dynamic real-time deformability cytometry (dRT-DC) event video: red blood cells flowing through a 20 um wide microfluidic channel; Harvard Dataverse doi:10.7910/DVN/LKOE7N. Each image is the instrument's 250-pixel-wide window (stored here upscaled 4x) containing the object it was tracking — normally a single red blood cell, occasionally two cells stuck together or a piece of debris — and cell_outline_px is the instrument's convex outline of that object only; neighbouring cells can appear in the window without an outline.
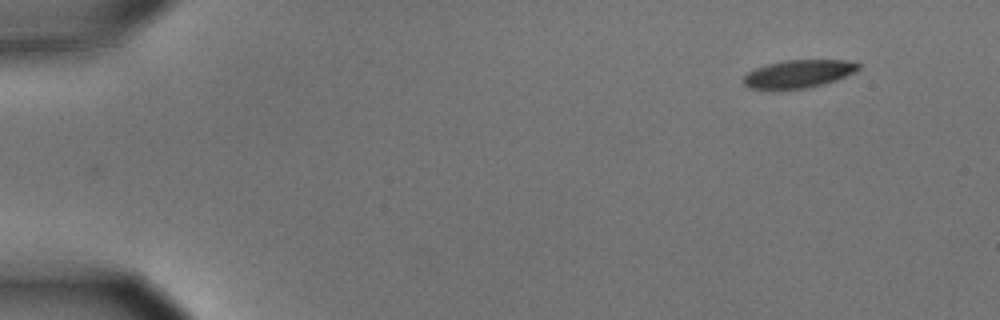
{"species": "common noctule bat (a hibernating species)", "species_latin": "Nyctalus noctula", "temperature_condition": "cold", "stored_images_in_passage": 2, "camera_frame_rate_fps": 3000, "um_per_image_px": 0.085, "animal": {"sex": "male", "body_mass_g": 15.6}, "frame": {"image": 1, "passage_image": 2, "time_ms": 0.333, "image_size_px": [1000, 320], "cell_outline_px": [[860, 68], [836, 80], [824, 84], [804, 88], [772, 92], [748, 88], [744, 84], [744, 76], [748, 72], [756, 68], [768, 64], [784, 60], [844, 60], [860, 64]], "centroid_in_image_um": [67.78, 6.32], "position_along_channel_um": 17.2, "area_um2": 19.02}}